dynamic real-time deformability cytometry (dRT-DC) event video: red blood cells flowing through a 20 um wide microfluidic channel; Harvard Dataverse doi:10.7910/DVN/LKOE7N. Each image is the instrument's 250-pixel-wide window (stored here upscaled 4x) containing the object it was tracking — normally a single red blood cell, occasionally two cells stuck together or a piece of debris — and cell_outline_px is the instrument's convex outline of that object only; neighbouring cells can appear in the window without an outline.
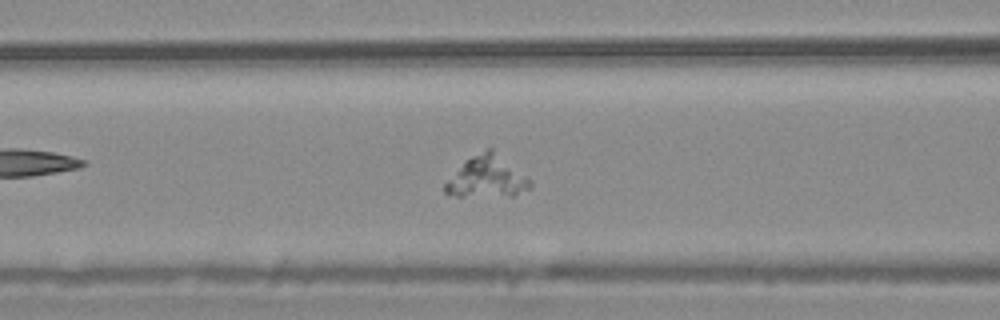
{"species": "common noctule bat (a hibernating species)", "species_latin": "Nyctalus noctula", "temperature_condition": "warm", "stored_images_in_passage": 12, "camera_frame_rate_fps": 3000, "um_per_image_px": 0.085, "animal": {"sex": "male", "body_mass_g": 20.4}, "frame": {"image": 1, "passage_image": 7, "time_ms": 2.0, "image_size_px": [1000, 320], "cell_outline_px": [[532, 188], [512, 196], [456, 196], [444, 192], [444, 184], [472, 156], [488, 148], [492, 148], [532, 180]], "centroid_in_image_um": [41.46, 15.07], "position_along_channel_um": 125.1, "area_um2": 20.23}}